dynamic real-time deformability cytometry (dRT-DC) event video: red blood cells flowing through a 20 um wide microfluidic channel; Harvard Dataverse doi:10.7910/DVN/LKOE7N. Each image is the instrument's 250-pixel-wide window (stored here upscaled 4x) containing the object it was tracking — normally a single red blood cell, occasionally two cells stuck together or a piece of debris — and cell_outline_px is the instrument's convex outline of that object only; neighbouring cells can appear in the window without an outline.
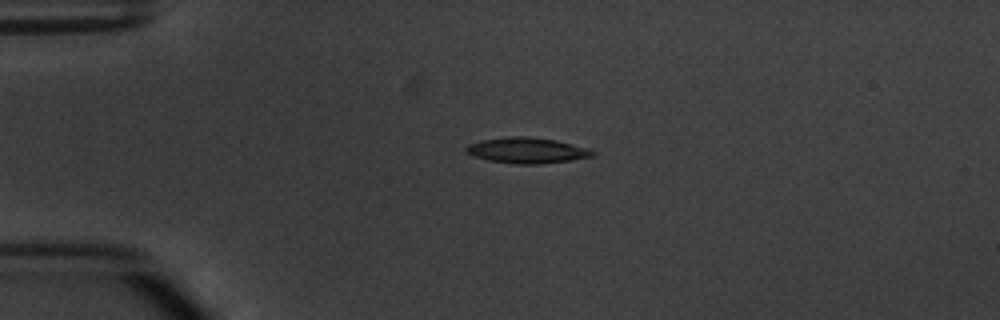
{"species": "common noctule bat (a hibernating species)", "species_latin": "Nyctalus noctula", "temperature_condition": "warm", "stored_images_in_passage": 4, "camera_frame_rate_fps": 3000, "um_per_image_px": 0.085, "animal": {"sex": "male", "body_mass_g": 20.1, "forearm_length_mm": 53.5}, "frame": {"image": 1, "passage_image": 3, "time_ms": 3.333, "image_size_px": [1000, 320], "cell_outline_px": [[596, 156], [572, 160], [540, 164], [516, 164], [488, 160], [464, 152], [464, 148], [468, 144], [480, 140], [508, 136], [528, 136], [556, 140], [588, 148], [596, 152]], "centroid_in_image_um": [44.8, 12.78], "position_along_channel_um": 40.2, "area_um2": 19.13}}